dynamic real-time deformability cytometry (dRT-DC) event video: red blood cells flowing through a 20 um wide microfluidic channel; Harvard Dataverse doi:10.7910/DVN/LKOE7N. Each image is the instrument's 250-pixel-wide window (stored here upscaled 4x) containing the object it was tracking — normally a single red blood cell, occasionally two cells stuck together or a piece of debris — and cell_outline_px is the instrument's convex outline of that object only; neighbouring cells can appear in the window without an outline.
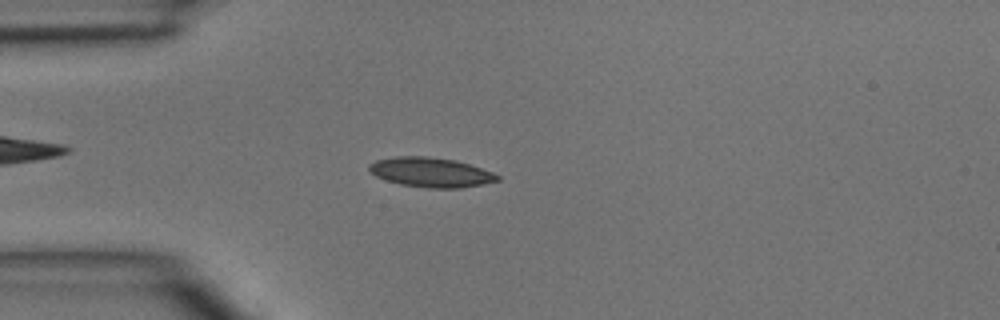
{"species": "common noctule bat (a hibernating species)", "species_latin": "Nyctalus noctula", "temperature_condition": "room temperature", "stored_images_in_passage": 3, "camera_frame_rate_fps": 3000, "um_per_image_px": 0.085, "animal": {"sex": "male", "body_mass_g": 15.6}, "frame": {"image": 1, "passage_image": 3, "time_ms": 0.667, "image_size_px": [1000, 320], "cell_outline_px": [[500, 180], [484, 184], [460, 188], [428, 188], [400, 184], [376, 176], [368, 168], [368, 164], [376, 160], [396, 156], [424, 156], [456, 160], [492, 172], [500, 176]], "centroid_in_image_um": [36.63, 14.64], "position_along_channel_um": 48.4, "area_um2": 22.02}}